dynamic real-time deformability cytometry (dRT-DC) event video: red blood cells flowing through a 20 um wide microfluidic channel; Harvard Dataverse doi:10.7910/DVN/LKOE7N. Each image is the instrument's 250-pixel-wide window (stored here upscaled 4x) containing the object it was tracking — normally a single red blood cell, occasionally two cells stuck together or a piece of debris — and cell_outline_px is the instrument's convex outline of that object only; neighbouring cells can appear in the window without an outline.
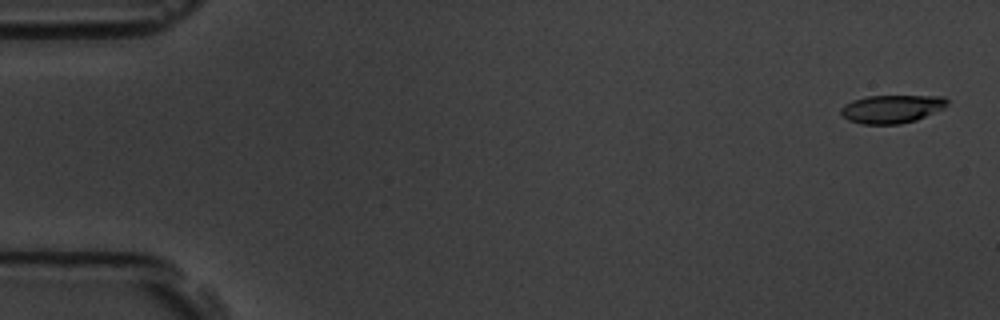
{"species": "common noctule bat (a hibernating species)", "species_latin": "Nyctalus noctula", "temperature_condition": "room temperature", "stored_images_in_passage": 6, "camera_frame_rate_fps": 3000, "um_per_image_px": 0.085, "animal": {"sex": "male", "body_mass_g": 19.5, "forearm_length_mm": 54.6}, "frame": {"image": 1, "passage_image": 1, "time_ms": 0.0, "image_size_px": [1000, 320], "cell_outline_px": [[948, 104], [944, 108], [916, 120], [900, 124], [860, 124], [848, 120], [840, 112], [840, 108], [844, 104], [852, 100], [868, 96], [944, 96], [948, 100]], "centroid_in_image_um": [75.79, 9.26], "position_along_channel_um": 9.2, "area_um2": 17.51}}
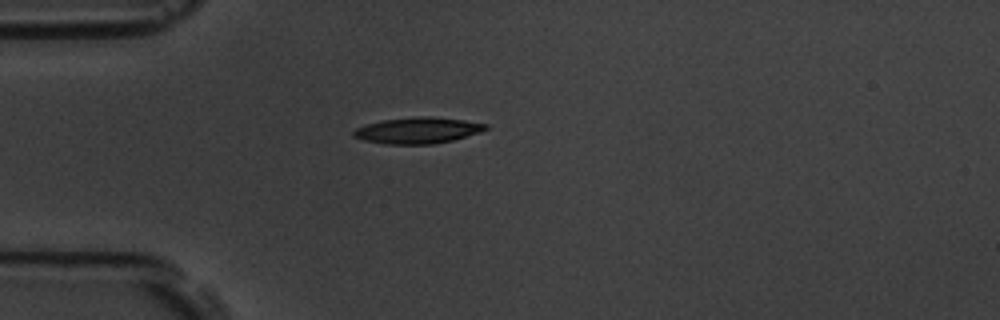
{"frame": {"image": 2, "passage_image": 5, "time_ms": 1.333, "image_size_px": [1000, 320], "cell_outline_px": [[488, 128], [480, 132], [452, 140], [432, 144], [384, 144], [364, 140], [352, 136], [352, 132], [356, 128], [368, 124], [384, 120], [416, 116], [432, 116], [464, 120], [488, 124]], "centroid_in_image_um": [35.51, 11.08], "position_along_channel_um": 49.5, "area_um2": 20.06}}